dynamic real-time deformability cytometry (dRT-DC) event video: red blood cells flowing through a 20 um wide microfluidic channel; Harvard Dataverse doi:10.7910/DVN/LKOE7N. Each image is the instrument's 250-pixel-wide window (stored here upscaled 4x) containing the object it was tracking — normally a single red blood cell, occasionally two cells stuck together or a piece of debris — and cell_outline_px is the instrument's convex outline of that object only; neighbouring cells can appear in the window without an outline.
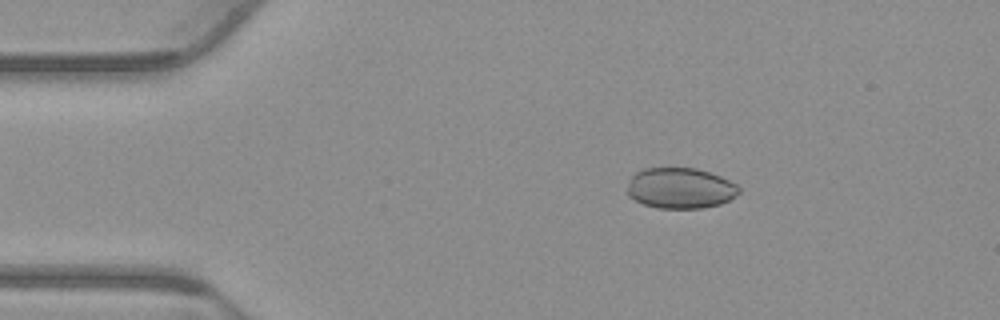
{"species": "common noctule bat (a hibernating species)", "species_latin": "Nyctalus noctula", "temperature_condition": "warm", "stored_images_in_passage": 53, "camera_frame_rate_fps": 3000, "um_per_image_px": 0.085, "animal": {"sex": "male", "body_mass_g": 23.1, "forearm_length_mm": 52.7}, "frame": {"image": 1, "passage_image": 9, "time_ms": 2.667, "image_size_px": [1000, 320], "cell_outline_px": [[740, 192], [736, 196], [720, 204], [700, 208], [656, 208], [644, 204], [628, 196], [628, 180], [636, 172], [644, 168], [696, 168], [720, 176], [736, 184], [740, 188]], "centroid_in_image_um": [57.82, 15.99], "position_along_channel_um": 27.2, "area_um2": 26.47}}
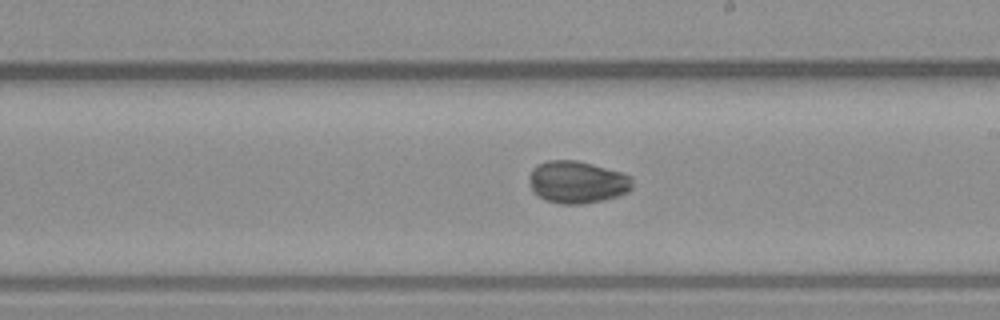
{"frame": {"image": 2, "passage_image": 30, "time_ms": 9.667, "image_size_px": [1000, 320], "cell_outline_px": [[632, 188], [628, 192], [616, 196], [584, 204], [560, 204], [544, 200], [536, 196], [532, 192], [532, 168], [536, 164], [548, 160], [576, 160], [624, 172], [632, 176]], "centroid_in_image_um": [49.08, 15.48], "position_along_channel_um": 239.9, "area_um2": 25.49}}
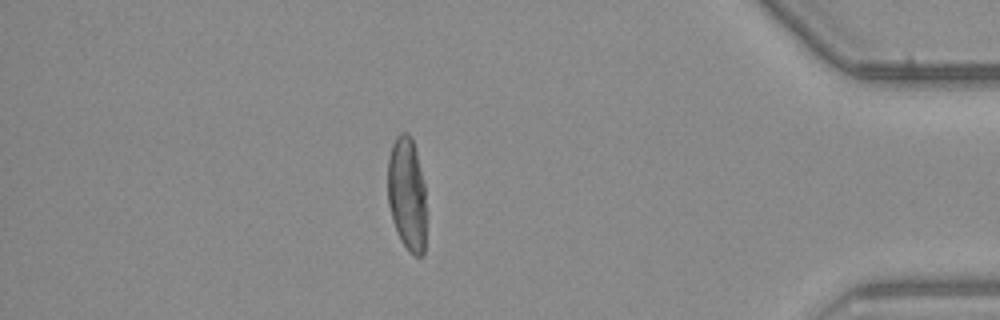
{"frame": {"image": 3, "passage_image": 46, "time_ms": 15.0, "image_size_px": [1000, 320], "cell_outline_px": [[424, 252], [420, 256], [416, 256], [408, 252], [400, 240], [392, 220], [388, 204], [388, 160], [392, 144], [396, 136], [400, 132], [408, 132], [412, 136], [424, 184]], "centroid_in_image_um": [34.56, 16.46], "position_along_channel_um": 400.6, "area_um2": 25.37}, "authors_computed_cell_mechanics": {"area_um2": 26.1256, "velocity_mm_per_s": 3.8497, "shape_relaxation_time_tau1_ms": 7.9258, "shape_relaxation_time_tau2_ms": 0.8601, "deformation_change_tau1": 0.1841, "deformation_change_tau2": 0.0342}}